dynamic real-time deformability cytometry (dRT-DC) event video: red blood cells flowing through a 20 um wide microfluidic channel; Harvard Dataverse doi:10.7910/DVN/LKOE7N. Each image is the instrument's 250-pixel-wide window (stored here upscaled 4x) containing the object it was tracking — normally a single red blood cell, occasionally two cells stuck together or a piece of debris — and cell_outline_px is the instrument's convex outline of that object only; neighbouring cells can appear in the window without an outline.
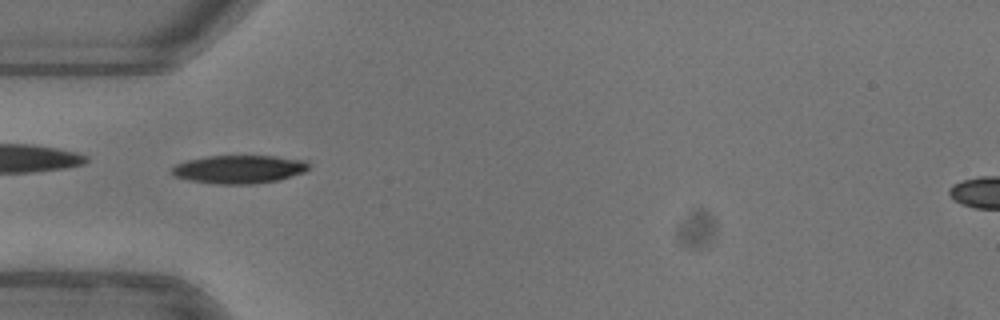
{"species": "common noctule bat (a hibernating species)", "species_latin": "Nyctalus noctula", "temperature_condition": "warm", "stored_images_in_passage": 36, "camera_frame_rate_fps": 3000, "um_per_image_px": 0.085, "animal": {"sex": "female"}, "frame": {"image": 1, "passage_image": 1, "time_ms": 0.0, "image_size_px": [1000, 320], "cell_outline_px": [[308, 168], [304, 172], [280, 180], [252, 184], [216, 184], [188, 180], [176, 176], [172, 172], [172, 168], [176, 164], [188, 160], [208, 156], [276, 156], [304, 160], [308, 164]], "centroid_in_image_um": [20.33, 14.39], "position_along_channel_um": 64.7, "area_um2": 22.43}, "authors_computed_cell_mechanics": {"area_um2": 21.964, "velocity_mm_per_s": 3.9824, "shape_relaxation_time_tau1_ms": 4.3902, "shape_relaxation_time_tau2_ms": null, "deformation_change_tau1": 0.1632, "deformation_change_tau2": null}}